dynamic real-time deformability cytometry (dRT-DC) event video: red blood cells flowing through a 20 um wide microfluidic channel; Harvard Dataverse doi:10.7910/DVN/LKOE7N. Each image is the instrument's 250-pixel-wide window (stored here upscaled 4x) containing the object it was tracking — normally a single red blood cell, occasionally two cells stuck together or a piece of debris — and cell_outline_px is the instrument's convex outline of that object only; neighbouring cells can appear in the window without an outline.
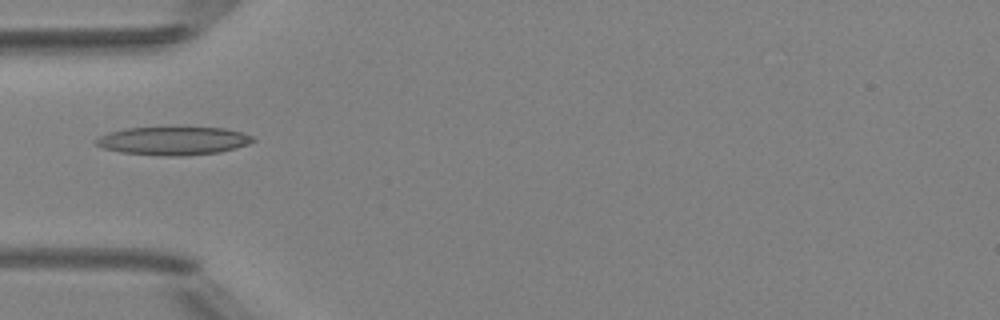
{"species": "Egyptian fruit bat (a non-hibernating species)", "species_latin": "Rousettus aegyptiacus", "temperature_condition": "room temperature", "stored_images_in_passage": 5, "camera_frame_rate_fps": 3000, "um_per_image_px": 0.085, "animal": {"sex": "female"}, "frame": {"image": 1, "passage_image": 5, "time_ms": 4.667, "image_size_px": [1000, 320], "cell_outline_px": [[256, 140], [248, 144], [220, 152], [184, 156], [164, 156], [120, 152], [104, 148], [96, 144], [92, 140], [108, 132], [124, 128], [224, 128], [256, 136]], "centroid_in_image_um": [14.72, 11.97], "position_along_channel_um": 70.3, "area_um2": 25.84}}